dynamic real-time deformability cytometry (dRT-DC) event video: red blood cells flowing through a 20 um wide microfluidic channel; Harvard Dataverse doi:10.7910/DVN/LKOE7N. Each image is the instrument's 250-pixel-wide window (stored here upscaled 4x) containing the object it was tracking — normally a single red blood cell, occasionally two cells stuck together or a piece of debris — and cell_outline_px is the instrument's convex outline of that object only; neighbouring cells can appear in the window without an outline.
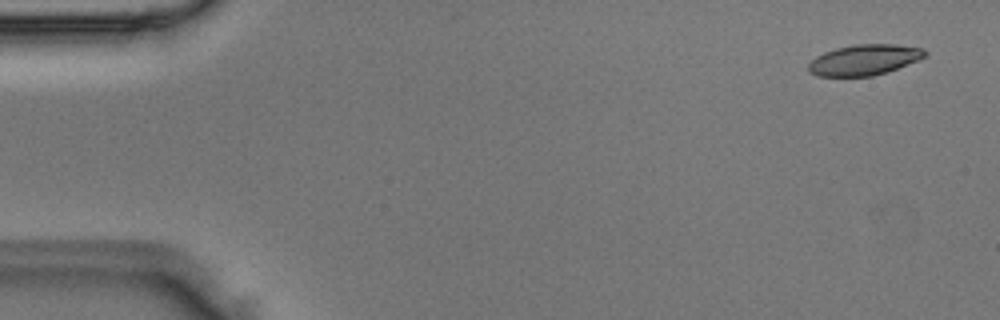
{"species": "Egyptian fruit bat (a non-hibernating species)", "species_latin": "Rousettus aegyptiacus", "temperature_condition": "room temperature", "stored_images_in_passage": 49, "camera_frame_rate_fps": 3000, "um_per_image_px": 0.085, "animal": {"sex": "male"}, "frame": {"image": 1, "passage_image": 3, "time_ms": 0.667, "image_size_px": [1000, 320], "cell_outline_px": [[928, 56], [920, 60], [888, 72], [872, 76], [816, 76], [808, 72], [808, 64], [816, 56], [824, 52], [836, 48], [852, 44], [896, 44], [924, 48], [928, 52]], "centroid_in_image_um": [73.51, 5.08], "position_along_channel_um": 11.5, "area_um2": 21.21}}
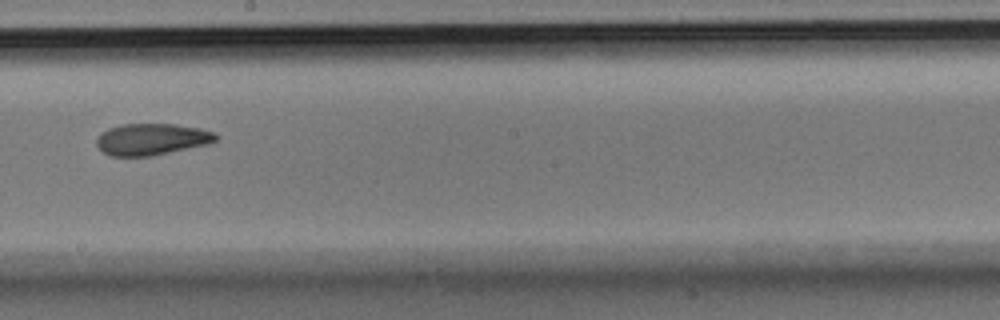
{"frame": {"image": 2, "passage_image": 28, "time_ms": 9.0, "image_size_px": [1000, 320], "cell_outline_px": [[220, 136], [216, 140], [208, 144], [152, 156], [108, 156], [96, 144], [96, 140], [100, 132], [108, 128], [120, 124], [176, 124], [200, 128], [216, 132]], "centroid_in_image_um": [12.9, 11.83], "position_along_channel_um": 235.3, "area_um2": 22.2}}
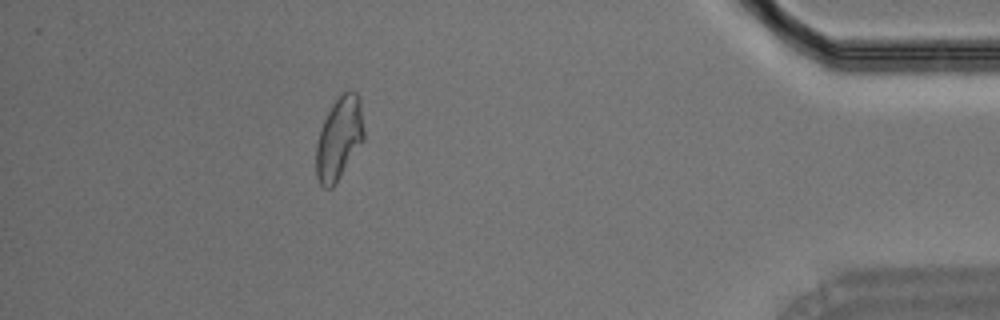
{"frame": {"image": 3, "passage_image": 44, "time_ms": 14.333, "image_size_px": [1000, 320], "cell_outline_px": [[364, 140], [336, 184], [332, 188], [324, 188], [320, 184], [316, 176], [316, 144], [324, 120], [332, 104], [348, 88], [356, 92], [360, 100], [364, 132]], "centroid_in_image_um": [28.83, 11.78], "position_along_channel_um": 406.4, "area_um2": 23.06}}